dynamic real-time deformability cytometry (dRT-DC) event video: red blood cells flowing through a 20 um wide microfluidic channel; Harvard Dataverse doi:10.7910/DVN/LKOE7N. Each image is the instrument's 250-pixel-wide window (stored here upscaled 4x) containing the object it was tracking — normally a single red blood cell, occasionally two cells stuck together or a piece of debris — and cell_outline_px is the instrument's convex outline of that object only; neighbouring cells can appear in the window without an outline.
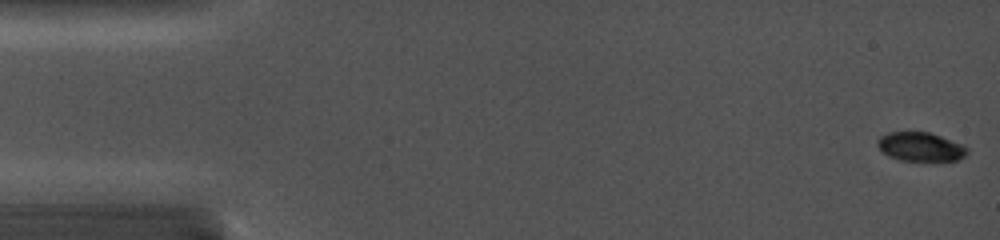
{"species": "common noctule bat (a hibernating species)", "species_latin": "Nyctalus noctula", "temperature_condition": "cold", "stored_images_in_passage": 10, "camera_frame_rate_fps": 5000, "um_per_image_px": 0.085, "animal": {"sex": "female", "body_mass_g": 19.0, "forearm_length_mm": 56.7}, "frame": {"image": 1, "passage_image": 1, "time_ms": 0.0, "image_size_px": [1000, 240], "cell_outline_px": [[968, 152], [964, 156], [956, 160], [900, 160], [888, 156], [876, 144], [876, 140], [880, 136], [888, 132], [928, 132], [964, 144], [968, 148]], "centroid_in_image_um": [78.24, 12.46], "position_along_channel_um": 6.8, "area_um2": 15.03}}